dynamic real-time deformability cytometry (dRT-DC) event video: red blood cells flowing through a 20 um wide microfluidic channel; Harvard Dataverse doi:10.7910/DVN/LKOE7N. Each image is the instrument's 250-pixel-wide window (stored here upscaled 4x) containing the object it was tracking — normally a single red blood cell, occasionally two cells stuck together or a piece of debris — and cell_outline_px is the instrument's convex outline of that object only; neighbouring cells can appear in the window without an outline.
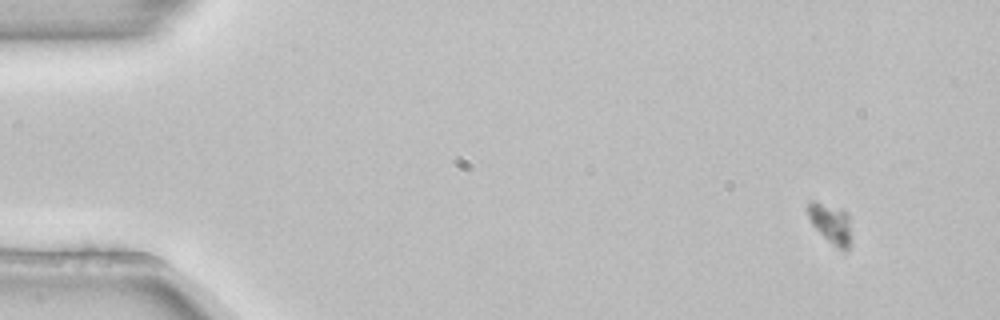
{"species": "common noctule bat (a hibernating species)", "species_latin": "Nyctalus noctula", "temperature_condition": "room temperature", "stored_images_in_passage": 5, "camera_frame_rate_fps": 3000, "um_per_image_px": 0.085, "animal": {"sex": "female", "body_mass_g": 22.7, "forearm_length_mm": 54.2}, "frame": {"image": 1, "passage_image": 2, "time_ms": 0.333, "image_size_px": [1000, 320], "cell_outline_px": [[852, 244], [844, 252], [828, 240], [812, 224], [808, 216], [808, 204], [812, 200], [816, 200], [840, 208], [848, 212]], "centroid_in_image_um": [70.65, 18.98], "position_along_channel_um": 14.3, "area_um2": 10.23}}
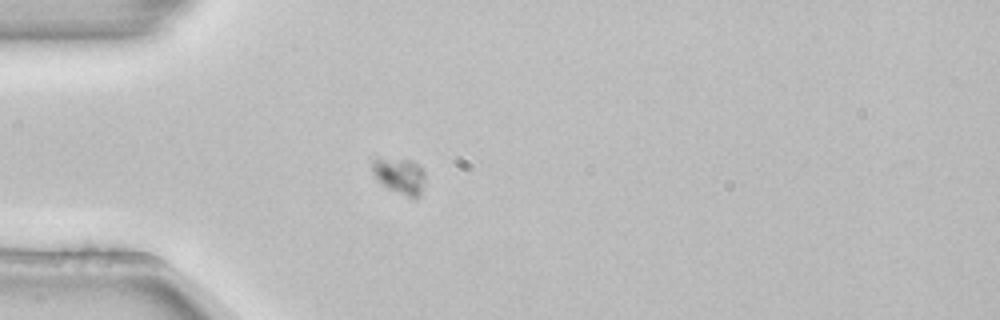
{"frame": {"image": 2, "passage_image": 5, "time_ms": 1.333, "image_size_px": [1000, 320], "cell_outline_px": [[424, 180], [420, 196], [416, 200], [388, 188], [372, 172], [372, 160], [376, 156], [412, 160], [424, 172]], "centroid_in_image_um": [33.96, 14.91], "position_along_channel_um": 51.0, "area_um2": 11.16}}